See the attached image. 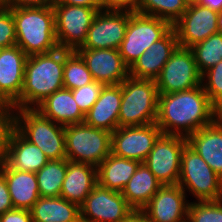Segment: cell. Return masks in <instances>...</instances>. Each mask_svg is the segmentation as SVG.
I'll list each match as a JSON object with an SVG mask.
<instances>
[{"label": "cell", "mask_w": 222, "mask_h": 222, "mask_svg": "<svg viewBox=\"0 0 222 222\" xmlns=\"http://www.w3.org/2000/svg\"><path fill=\"white\" fill-rule=\"evenodd\" d=\"M48 161L39 147L26 140L16 129L13 131L5 159L11 169L36 173Z\"/></svg>", "instance_id": "25"}, {"label": "cell", "mask_w": 222, "mask_h": 222, "mask_svg": "<svg viewBox=\"0 0 222 222\" xmlns=\"http://www.w3.org/2000/svg\"><path fill=\"white\" fill-rule=\"evenodd\" d=\"M159 94L187 91L202 83L190 48L178 46L155 80Z\"/></svg>", "instance_id": "10"}, {"label": "cell", "mask_w": 222, "mask_h": 222, "mask_svg": "<svg viewBox=\"0 0 222 222\" xmlns=\"http://www.w3.org/2000/svg\"><path fill=\"white\" fill-rule=\"evenodd\" d=\"M121 86L119 127L156 123L159 97L156 82L128 76Z\"/></svg>", "instance_id": "4"}, {"label": "cell", "mask_w": 222, "mask_h": 222, "mask_svg": "<svg viewBox=\"0 0 222 222\" xmlns=\"http://www.w3.org/2000/svg\"><path fill=\"white\" fill-rule=\"evenodd\" d=\"M14 111L16 109L13 105H0V165L5 162L10 137L16 129V113L14 114Z\"/></svg>", "instance_id": "34"}, {"label": "cell", "mask_w": 222, "mask_h": 222, "mask_svg": "<svg viewBox=\"0 0 222 222\" xmlns=\"http://www.w3.org/2000/svg\"><path fill=\"white\" fill-rule=\"evenodd\" d=\"M16 45V29L12 10L0 3V49Z\"/></svg>", "instance_id": "37"}, {"label": "cell", "mask_w": 222, "mask_h": 222, "mask_svg": "<svg viewBox=\"0 0 222 222\" xmlns=\"http://www.w3.org/2000/svg\"><path fill=\"white\" fill-rule=\"evenodd\" d=\"M104 86V84L93 81L85 86L72 90L73 98L84 115L97 101Z\"/></svg>", "instance_id": "36"}, {"label": "cell", "mask_w": 222, "mask_h": 222, "mask_svg": "<svg viewBox=\"0 0 222 222\" xmlns=\"http://www.w3.org/2000/svg\"><path fill=\"white\" fill-rule=\"evenodd\" d=\"M161 186L149 168L141 163L121 193L134 210L141 211Z\"/></svg>", "instance_id": "27"}, {"label": "cell", "mask_w": 222, "mask_h": 222, "mask_svg": "<svg viewBox=\"0 0 222 222\" xmlns=\"http://www.w3.org/2000/svg\"><path fill=\"white\" fill-rule=\"evenodd\" d=\"M0 172L8 184L14 209L30 210L40 197L36 174L11 169L5 162Z\"/></svg>", "instance_id": "24"}, {"label": "cell", "mask_w": 222, "mask_h": 222, "mask_svg": "<svg viewBox=\"0 0 222 222\" xmlns=\"http://www.w3.org/2000/svg\"><path fill=\"white\" fill-rule=\"evenodd\" d=\"M93 81L92 74L80 54L76 50L65 49L63 87L73 90Z\"/></svg>", "instance_id": "31"}, {"label": "cell", "mask_w": 222, "mask_h": 222, "mask_svg": "<svg viewBox=\"0 0 222 222\" xmlns=\"http://www.w3.org/2000/svg\"><path fill=\"white\" fill-rule=\"evenodd\" d=\"M185 198L178 184L162 185L141 212L151 222H187L189 203Z\"/></svg>", "instance_id": "16"}, {"label": "cell", "mask_w": 222, "mask_h": 222, "mask_svg": "<svg viewBox=\"0 0 222 222\" xmlns=\"http://www.w3.org/2000/svg\"><path fill=\"white\" fill-rule=\"evenodd\" d=\"M14 209L8 184L4 175L0 172V215Z\"/></svg>", "instance_id": "39"}, {"label": "cell", "mask_w": 222, "mask_h": 222, "mask_svg": "<svg viewBox=\"0 0 222 222\" xmlns=\"http://www.w3.org/2000/svg\"><path fill=\"white\" fill-rule=\"evenodd\" d=\"M91 72L94 81L120 85L129 76V67L118 49H77Z\"/></svg>", "instance_id": "18"}, {"label": "cell", "mask_w": 222, "mask_h": 222, "mask_svg": "<svg viewBox=\"0 0 222 222\" xmlns=\"http://www.w3.org/2000/svg\"><path fill=\"white\" fill-rule=\"evenodd\" d=\"M6 7H45L53 6L54 0H3Z\"/></svg>", "instance_id": "40"}, {"label": "cell", "mask_w": 222, "mask_h": 222, "mask_svg": "<svg viewBox=\"0 0 222 222\" xmlns=\"http://www.w3.org/2000/svg\"><path fill=\"white\" fill-rule=\"evenodd\" d=\"M187 222H222V200L190 202Z\"/></svg>", "instance_id": "33"}, {"label": "cell", "mask_w": 222, "mask_h": 222, "mask_svg": "<svg viewBox=\"0 0 222 222\" xmlns=\"http://www.w3.org/2000/svg\"><path fill=\"white\" fill-rule=\"evenodd\" d=\"M27 59L17 45L0 49V105H13L19 99Z\"/></svg>", "instance_id": "17"}, {"label": "cell", "mask_w": 222, "mask_h": 222, "mask_svg": "<svg viewBox=\"0 0 222 222\" xmlns=\"http://www.w3.org/2000/svg\"><path fill=\"white\" fill-rule=\"evenodd\" d=\"M218 117L202 84L187 91L159 94L156 124L162 134L188 138Z\"/></svg>", "instance_id": "1"}, {"label": "cell", "mask_w": 222, "mask_h": 222, "mask_svg": "<svg viewBox=\"0 0 222 222\" xmlns=\"http://www.w3.org/2000/svg\"><path fill=\"white\" fill-rule=\"evenodd\" d=\"M98 11L88 29L86 41L78 49H118L122 43L132 7Z\"/></svg>", "instance_id": "12"}, {"label": "cell", "mask_w": 222, "mask_h": 222, "mask_svg": "<svg viewBox=\"0 0 222 222\" xmlns=\"http://www.w3.org/2000/svg\"><path fill=\"white\" fill-rule=\"evenodd\" d=\"M66 171L67 159L49 160L37 171L40 197H59Z\"/></svg>", "instance_id": "30"}, {"label": "cell", "mask_w": 222, "mask_h": 222, "mask_svg": "<svg viewBox=\"0 0 222 222\" xmlns=\"http://www.w3.org/2000/svg\"><path fill=\"white\" fill-rule=\"evenodd\" d=\"M201 74L222 60V33H215L190 47Z\"/></svg>", "instance_id": "32"}, {"label": "cell", "mask_w": 222, "mask_h": 222, "mask_svg": "<svg viewBox=\"0 0 222 222\" xmlns=\"http://www.w3.org/2000/svg\"><path fill=\"white\" fill-rule=\"evenodd\" d=\"M56 40L59 48L77 50L86 41L98 9L85 6L53 4Z\"/></svg>", "instance_id": "9"}, {"label": "cell", "mask_w": 222, "mask_h": 222, "mask_svg": "<svg viewBox=\"0 0 222 222\" xmlns=\"http://www.w3.org/2000/svg\"><path fill=\"white\" fill-rule=\"evenodd\" d=\"M35 109L44 117L63 126L83 123L85 118L73 98L72 90L65 88L48 96Z\"/></svg>", "instance_id": "23"}, {"label": "cell", "mask_w": 222, "mask_h": 222, "mask_svg": "<svg viewBox=\"0 0 222 222\" xmlns=\"http://www.w3.org/2000/svg\"><path fill=\"white\" fill-rule=\"evenodd\" d=\"M134 0H97L103 9H124L132 7Z\"/></svg>", "instance_id": "41"}, {"label": "cell", "mask_w": 222, "mask_h": 222, "mask_svg": "<svg viewBox=\"0 0 222 222\" xmlns=\"http://www.w3.org/2000/svg\"><path fill=\"white\" fill-rule=\"evenodd\" d=\"M218 12L206 6L190 4L180 19L173 25L178 44L190 48L218 33Z\"/></svg>", "instance_id": "15"}, {"label": "cell", "mask_w": 222, "mask_h": 222, "mask_svg": "<svg viewBox=\"0 0 222 222\" xmlns=\"http://www.w3.org/2000/svg\"><path fill=\"white\" fill-rule=\"evenodd\" d=\"M173 26L158 17L134 12L128 21L125 37L118 51L130 67L150 46L163 38Z\"/></svg>", "instance_id": "8"}, {"label": "cell", "mask_w": 222, "mask_h": 222, "mask_svg": "<svg viewBox=\"0 0 222 222\" xmlns=\"http://www.w3.org/2000/svg\"><path fill=\"white\" fill-rule=\"evenodd\" d=\"M179 46L177 34L172 28L163 38L154 42L129 67V76L136 79L156 80L172 53Z\"/></svg>", "instance_id": "19"}, {"label": "cell", "mask_w": 222, "mask_h": 222, "mask_svg": "<svg viewBox=\"0 0 222 222\" xmlns=\"http://www.w3.org/2000/svg\"><path fill=\"white\" fill-rule=\"evenodd\" d=\"M188 145L222 178V118L187 138Z\"/></svg>", "instance_id": "21"}, {"label": "cell", "mask_w": 222, "mask_h": 222, "mask_svg": "<svg viewBox=\"0 0 222 222\" xmlns=\"http://www.w3.org/2000/svg\"><path fill=\"white\" fill-rule=\"evenodd\" d=\"M66 159L98 167L111 153V132L87 124L65 126Z\"/></svg>", "instance_id": "6"}, {"label": "cell", "mask_w": 222, "mask_h": 222, "mask_svg": "<svg viewBox=\"0 0 222 222\" xmlns=\"http://www.w3.org/2000/svg\"><path fill=\"white\" fill-rule=\"evenodd\" d=\"M140 164V161L117 157L110 153L97 167L98 184L101 187L122 192Z\"/></svg>", "instance_id": "26"}, {"label": "cell", "mask_w": 222, "mask_h": 222, "mask_svg": "<svg viewBox=\"0 0 222 222\" xmlns=\"http://www.w3.org/2000/svg\"><path fill=\"white\" fill-rule=\"evenodd\" d=\"M188 144L187 138L161 134L143 162L162 185L178 184L181 155Z\"/></svg>", "instance_id": "11"}, {"label": "cell", "mask_w": 222, "mask_h": 222, "mask_svg": "<svg viewBox=\"0 0 222 222\" xmlns=\"http://www.w3.org/2000/svg\"><path fill=\"white\" fill-rule=\"evenodd\" d=\"M0 222H33L30 210L12 209L0 215Z\"/></svg>", "instance_id": "38"}, {"label": "cell", "mask_w": 222, "mask_h": 222, "mask_svg": "<svg viewBox=\"0 0 222 222\" xmlns=\"http://www.w3.org/2000/svg\"><path fill=\"white\" fill-rule=\"evenodd\" d=\"M201 84L211 103L218 109L222 105V60L202 74Z\"/></svg>", "instance_id": "35"}, {"label": "cell", "mask_w": 222, "mask_h": 222, "mask_svg": "<svg viewBox=\"0 0 222 222\" xmlns=\"http://www.w3.org/2000/svg\"><path fill=\"white\" fill-rule=\"evenodd\" d=\"M218 33H222V11L218 12Z\"/></svg>", "instance_id": "45"}, {"label": "cell", "mask_w": 222, "mask_h": 222, "mask_svg": "<svg viewBox=\"0 0 222 222\" xmlns=\"http://www.w3.org/2000/svg\"><path fill=\"white\" fill-rule=\"evenodd\" d=\"M9 8L15 21L16 45L27 56L45 54L59 48L53 6Z\"/></svg>", "instance_id": "3"}, {"label": "cell", "mask_w": 222, "mask_h": 222, "mask_svg": "<svg viewBox=\"0 0 222 222\" xmlns=\"http://www.w3.org/2000/svg\"><path fill=\"white\" fill-rule=\"evenodd\" d=\"M219 117L222 118V105L217 109Z\"/></svg>", "instance_id": "47"}, {"label": "cell", "mask_w": 222, "mask_h": 222, "mask_svg": "<svg viewBox=\"0 0 222 222\" xmlns=\"http://www.w3.org/2000/svg\"><path fill=\"white\" fill-rule=\"evenodd\" d=\"M97 184V167L67 160L60 196L80 207Z\"/></svg>", "instance_id": "22"}, {"label": "cell", "mask_w": 222, "mask_h": 222, "mask_svg": "<svg viewBox=\"0 0 222 222\" xmlns=\"http://www.w3.org/2000/svg\"><path fill=\"white\" fill-rule=\"evenodd\" d=\"M54 4H67L85 6L90 8H96L99 11L104 10L98 3L97 0H54Z\"/></svg>", "instance_id": "42"}, {"label": "cell", "mask_w": 222, "mask_h": 222, "mask_svg": "<svg viewBox=\"0 0 222 222\" xmlns=\"http://www.w3.org/2000/svg\"><path fill=\"white\" fill-rule=\"evenodd\" d=\"M198 4L206 6L214 11H222V0H199Z\"/></svg>", "instance_id": "44"}, {"label": "cell", "mask_w": 222, "mask_h": 222, "mask_svg": "<svg viewBox=\"0 0 222 222\" xmlns=\"http://www.w3.org/2000/svg\"><path fill=\"white\" fill-rule=\"evenodd\" d=\"M123 222H151L141 211L134 210Z\"/></svg>", "instance_id": "43"}, {"label": "cell", "mask_w": 222, "mask_h": 222, "mask_svg": "<svg viewBox=\"0 0 222 222\" xmlns=\"http://www.w3.org/2000/svg\"><path fill=\"white\" fill-rule=\"evenodd\" d=\"M65 49L28 56L23 88L15 109H35L48 96L63 87ZM33 105V106H32Z\"/></svg>", "instance_id": "2"}, {"label": "cell", "mask_w": 222, "mask_h": 222, "mask_svg": "<svg viewBox=\"0 0 222 222\" xmlns=\"http://www.w3.org/2000/svg\"><path fill=\"white\" fill-rule=\"evenodd\" d=\"M161 134V129L156 123L118 127L111 133V153L143 163Z\"/></svg>", "instance_id": "14"}, {"label": "cell", "mask_w": 222, "mask_h": 222, "mask_svg": "<svg viewBox=\"0 0 222 222\" xmlns=\"http://www.w3.org/2000/svg\"><path fill=\"white\" fill-rule=\"evenodd\" d=\"M178 185L198 202L222 200V178L188 144L181 155Z\"/></svg>", "instance_id": "7"}, {"label": "cell", "mask_w": 222, "mask_h": 222, "mask_svg": "<svg viewBox=\"0 0 222 222\" xmlns=\"http://www.w3.org/2000/svg\"><path fill=\"white\" fill-rule=\"evenodd\" d=\"M121 100V84L104 86L97 101L85 114L84 123L111 133L114 132L119 127Z\"/></svg>", "instance_id": "20"}, {"label": "cell", "mask_w": 222, "mask_h": 222, "mask_svg": "<svg viewBox=\"0 0 222 222\" xmlns=\"http://www.w3.org/2000/svg\"><path fill=\"white\" fill-rule=\"evenodd\" d=\"M16 111V130L26 140L39 147L49 160L66 159L65 126L33 108Z\"/></svg>", "instance_id": "5"}, {"label": "cell", "mask_w": 222, "mask_h": 222, "mask_svg": "<svg viewBox=\"0 0 222 222\" xmlns=\"http://www.w3.org/2000/svg\"><path fill=\"white\" fill-rule=\"evenodd\" d=\"M184 1L186 2L187 5H190L198 3L199 0H184Z\"/></svg>", "instance_id": "46"}, {"label": "cell", "mask_w": 222, "mask_h": 222, "mask_svg": "<svg viewBox=\"0 0 222 222\" xmlns=\"http://www.w3.org/2000/svg\"><path fill=\"white\" fill-rule=\"evenodd\" d=\"M134 209L121 192L97 184L80 206L82 222H123Z\"/></svg>", "instance_id": "13"}, {"label": "cell", "mask_w": 222, "mask_h": 222, "mask_svg": "<svg viewBox=\"0 0 222 222\" xmlns=\"http://www.w3.org/2000/svg\"><path fill=\"white\" fill-rule=\"evenodd\" d=\"M184 0H134L132 9L140 14L158 17L172 26L187 10Z\"/></svg>", "instance_id": "29"}, {"label": "cell", "mask_w": 222, "mask_h": 222, "mask_svg": "<svg viewBox=\"0 0 222 222\" xmlns=\"http://www.w3.org/2000/svg\"><path fill=\"white\" fill-rule=\"evenodd\" d=\"M33 222H78L80 207L59 197H39L30 209Z\"/></svg>", "instance_id": "28"}]
</instances>
